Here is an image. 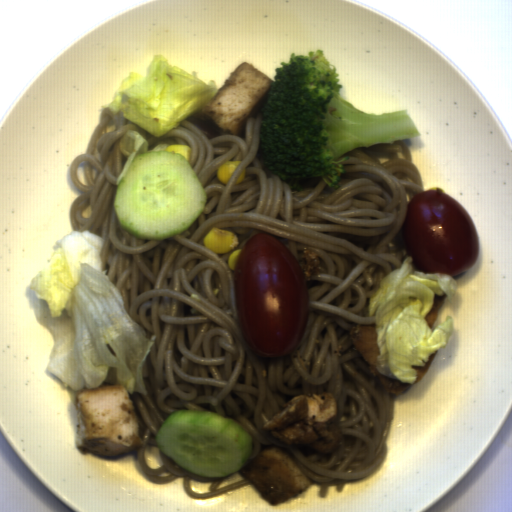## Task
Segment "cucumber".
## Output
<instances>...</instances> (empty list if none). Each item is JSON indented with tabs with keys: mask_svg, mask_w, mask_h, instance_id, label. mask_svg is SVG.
Returning <instances> with one entry per match:
<instances>
[{
	"mask_svg": "<svg viewBox=\"0 0 512 512\" xmlns=\"http://www.w3.org/2000/svg\"><path fill=\"white\" fill-rule=\"evenodd\" d=\"M207 192L178 152H139L117 184L113 207L124 232L144 241L168 240L203 214Z\"/></svg>",
	"mask_w": 512,
	"mask_h": 512,
	"instance_id": "1",
	"label": "cucumber"
},
{
	"mask_svg": "<svg viewBox=\"0 0 512 512\" xmlns=\"http://www.w3.org/2000/svg\"><path fill=\"white\" fill-rule=\"evenodd\" d=\"M160 452L202 478H225L242 469L255 440L238 421L204 409L170 413L157 431Z\"/></svg>",
	"mask_w": 512,
	"mask_h": 512,
	"instance_id": "2",
	"label": "cucumber"
}]
</instances>
